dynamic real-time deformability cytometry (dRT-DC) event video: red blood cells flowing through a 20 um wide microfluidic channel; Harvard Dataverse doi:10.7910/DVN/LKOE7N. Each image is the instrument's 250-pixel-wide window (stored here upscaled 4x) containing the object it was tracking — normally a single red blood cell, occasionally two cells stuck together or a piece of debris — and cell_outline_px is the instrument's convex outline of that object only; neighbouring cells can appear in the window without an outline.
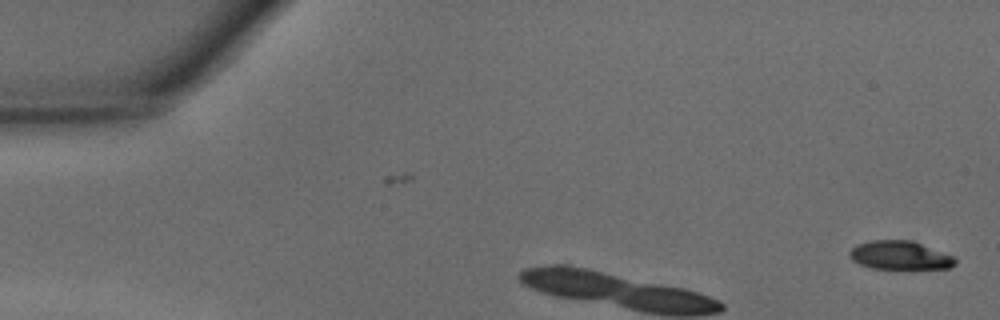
{"species": "common noctule bat (a hibernating species)", "species_latin": "Nyctalus noctula", "temperature_condition": "warm", "stored_images_in_passage": 5, "camera_frame_rate_fps": 3000, "um_per_image_px": 0.085, "animal": {"sex": "male", "body_mass_g": 15.6}, "frame": {"image": 1, "passage_image": 1, "time_ms": 0.0, "image_size_px": [1000, 320], "cell_outline_px": [[956, 264], [948, 268], [872, 268], [860, 264], [852, 260], [848, 252], [856, 244], [872, 240], [912, 240], [956, 256]], "centroid_in_image_um": [76.51, 21.68], "position_along_channel_um": 8.5, "area_um2": 17.63}}